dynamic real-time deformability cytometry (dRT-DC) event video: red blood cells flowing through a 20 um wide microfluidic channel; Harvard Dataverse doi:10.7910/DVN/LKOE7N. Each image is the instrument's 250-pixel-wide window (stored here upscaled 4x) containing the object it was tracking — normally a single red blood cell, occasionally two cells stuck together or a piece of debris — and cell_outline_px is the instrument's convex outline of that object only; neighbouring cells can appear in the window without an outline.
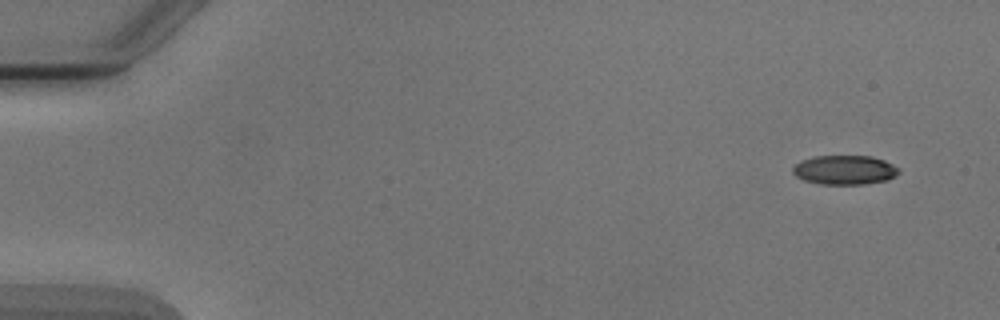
{"species": "Egyptian fruit bat (a non-hibernating species)", "species_latin": "Rousettus aegyptiacus", "temperature_condition": "cold", "stored_images_in_passage": 6, "camera_frame_rate_fps": 3000, "um_per_image_px": 0.085, "animal": {"sex": "male"}, "frame": {"image": 1, "passage_image": 1, "time_ms": 0.0, "image_size_px": [1000, 320], "cell_outline_px": [[900, 172], [896, 176], [888, 180], [864, 184], [820, 184], [804, 180], [796, 176], [792, 172], [792, 168], [800, 160], [816, 156], [872, 156], [884, 160], [900, 168]], "centroid_in_image_um": [71.82, 14.44], "position_along_channel_um": 13.2, "area_um2": 18.21}}
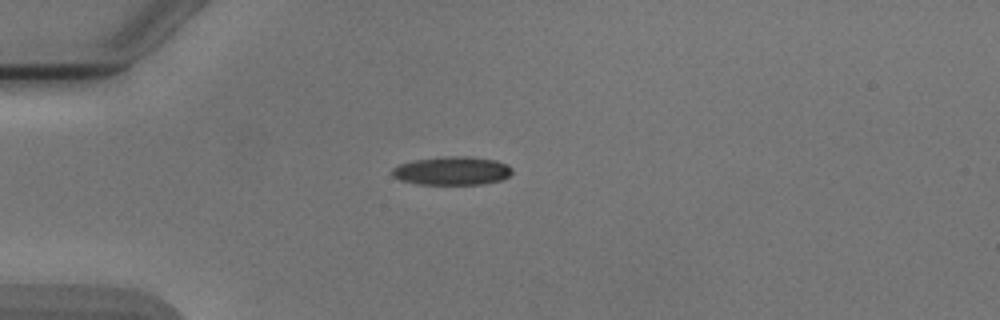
{"frame": {"image": 2, "passage_image": 4, "time_ms": 3.667, "image_size_px": [1000, 320], "cell_outline_px": [[512, 172], [508, 176], [500, 180], [484, 184], [416, 184], [400, 180], [392, 176], [392, 168], [400, 164], [416, 160], [444, 156], [464, 156], [496, 160], [508, 164], [512, 168]], "centroid_in_image_um": [38.43, 14.52], "position_along_channel_um": 46.6, "area_um2": 19.88}}
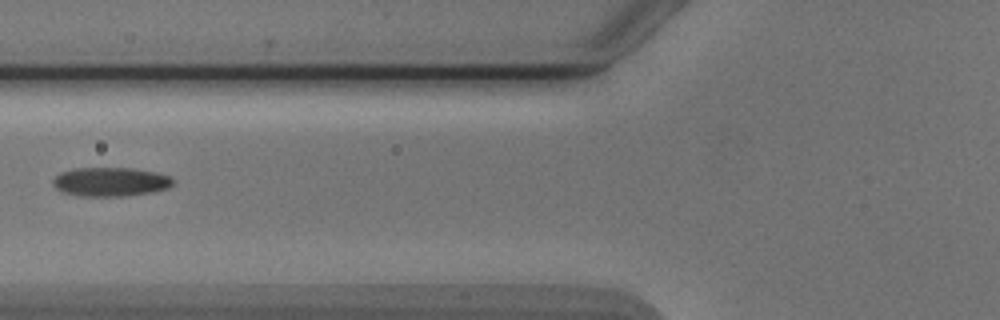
{"frame": {"image": 3, "passage_image": 6, "time_ms": 6.0, "image_size_px": [1000, 320], "cell_outline_px": [[176, 180], [168, 188], [152, 192], [124, 196], [80, 196], [60, 192], [52, 184], [52, 180], [60, 172], [76, 168], [132, 168], [156, 172], [172, 176]], "centroid_in_image_um": [9.4, 15.45], "position_along_channel_um": 116.4, "area_um2": 20.52}}